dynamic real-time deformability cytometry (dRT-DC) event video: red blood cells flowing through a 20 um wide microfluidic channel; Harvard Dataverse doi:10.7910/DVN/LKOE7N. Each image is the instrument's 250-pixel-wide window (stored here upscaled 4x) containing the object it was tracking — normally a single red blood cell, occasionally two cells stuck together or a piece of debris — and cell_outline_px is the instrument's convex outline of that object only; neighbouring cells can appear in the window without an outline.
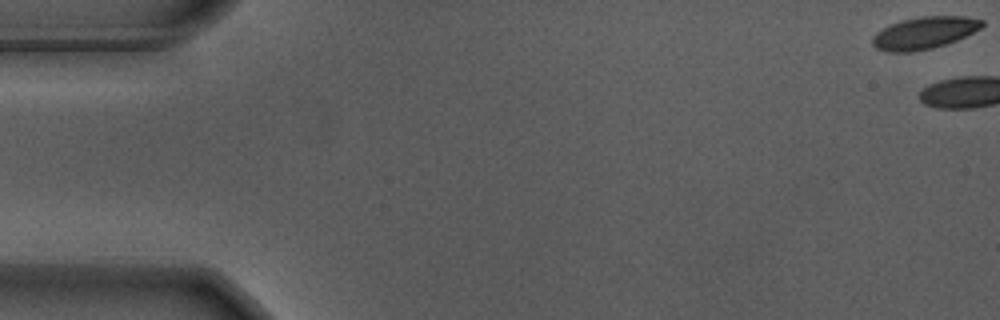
{"species": "Egyptian fruit bat (a non-hibernating species)", "species_latin": "Rousettus aegyptiacus", "temperature_condition": "warm", "stored_images_in_passage": 3, "camera_frame_rate_fps": 3000, "um_per_image_px": 0.085, "animal": {"sex": "male"}, "frame": {"image": 1, "passage_image": 1, "time_ms": 0.0, "image_size_px": [1000, 320], "cell_outline_px": [[984, 24], [980, 28], [956, 40], [932, 48], [912, 52], [888, 52], [876, 48], [872, 44], [872, 36], [876, 32], [892, 24], [904, 20], [924, 16], [964, 16], [984, 20]], "centroid_in_image_um": [78.55, 2.8], "position_along_channel_um": 6.5, "area_um2": 20.23}}